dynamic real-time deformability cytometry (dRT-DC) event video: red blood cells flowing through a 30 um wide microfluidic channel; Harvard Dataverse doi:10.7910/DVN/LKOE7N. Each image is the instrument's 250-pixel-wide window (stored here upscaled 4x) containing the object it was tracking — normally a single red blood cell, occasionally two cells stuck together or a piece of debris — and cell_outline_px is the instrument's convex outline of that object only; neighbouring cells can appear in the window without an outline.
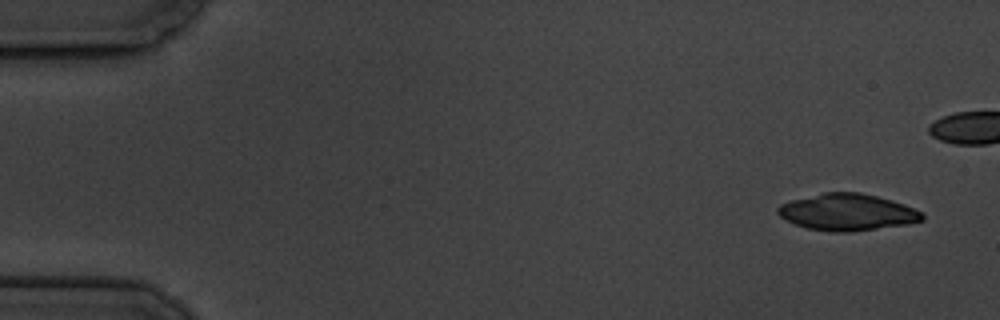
{"species": "common noctule bat (a hibernating species)", "species_latin": "Nyctalus noctula", "temperature_condition": "cold", "stored_images_in_passage": 7, "camera_frame_rate_fps": 3000, "um_per_image_px": 0.085, "animal": {"sex": "male", "body_mass_g": 19.5, "forearm_length_mm": 54.6}, "frame": {"image": 1, "passage_image": 1, "time_ms": 0.0, "image_size_px": [1000, 320], "cell_outline_px": [[924, 220], [908, 224], [848, 232], [832, 232], [808, 228], [796, 224], [780, 216], [776, 212], [776, 208], [780, 204], [792, 200], [824, 192], [860, 192], [892, 200], [904, 204], [924, 212]], "centroid_in_image_um": [72.05, 18.03], "position_along_channel_um": 13.0, "area_um2": 30.81}}
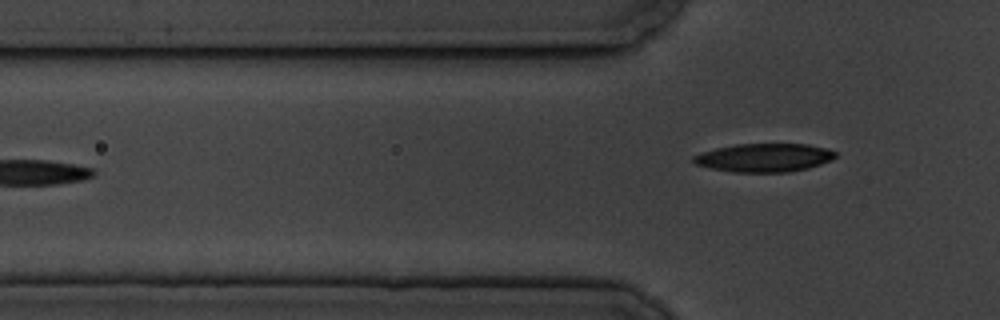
{"frame": {"image": 2, "passage_image": 7, "time_ms": 7.0, "image_size_px": [1000, 320], "cell_outline_px": [[836, 156], [832, 160], [808, 168], [788, 172], [736, 172], [712, 168], [696, 164], [692, 160], [692, 156], [700, 152], [716, 148], [736, 144], [808, 144], [828, 148], [836, 152]], "centroid_in_image_um": [64.97, 13.39], "position_along_channel_um": 60.8, "area_um2": 23.52}}